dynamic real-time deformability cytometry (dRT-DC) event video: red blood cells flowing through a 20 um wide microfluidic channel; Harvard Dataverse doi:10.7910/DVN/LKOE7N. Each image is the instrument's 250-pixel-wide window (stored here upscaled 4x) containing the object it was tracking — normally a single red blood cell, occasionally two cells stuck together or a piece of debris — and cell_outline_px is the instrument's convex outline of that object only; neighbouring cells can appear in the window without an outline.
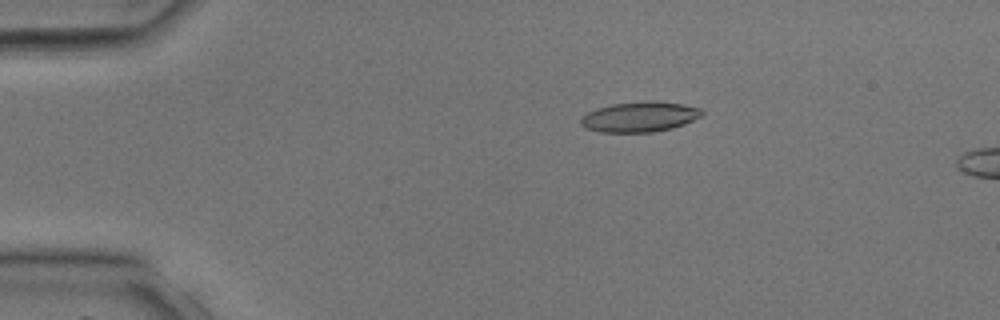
{"species": "common noctule bat (a hibernating species)", "species_latin": "Nyctalus noctula", "temperature_condition": "room temperature", "stored_images_in_passage": 9, "camera_frame_rate_fps": 3000, "um_per_image_px": 0.085, "animal": {"sex": "male", "body_mass_g": 17.9, "forearm_length_mm": 54.2}, "frame": {"image": 1, "passage_image": 6, "time_ms": 1.667, "image_size_px": [1000, 320], "cell_outline_px": [[704, 116], [684, 124], [672, 128], [652, 132], [600, 132], [584, 128], [580, 124], [580, 116], [596, 108], [612, 104], [648, 100], [656, 100], [684, 104], [700, 108], [704, 112]], "centroid_in_image_um": [54.38, 9.92], "position_along_channel_um": 30.6, "area_um2": 21.73}}